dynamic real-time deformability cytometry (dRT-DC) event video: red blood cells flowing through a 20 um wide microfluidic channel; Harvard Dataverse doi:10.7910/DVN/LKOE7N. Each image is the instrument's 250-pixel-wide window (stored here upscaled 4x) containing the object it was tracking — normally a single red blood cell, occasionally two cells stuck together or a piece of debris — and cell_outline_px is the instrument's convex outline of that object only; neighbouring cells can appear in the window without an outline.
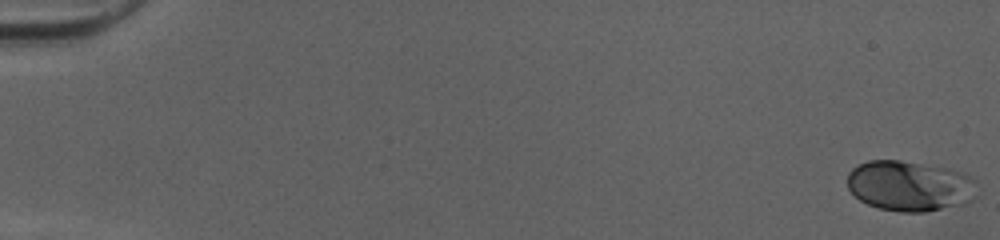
{"species": "human", "species_latin": "Homo sapiens", "temperature_condition": "cold", "stored_images_in_passage": 52, "camera_frame_rate_fps": 3000, "um_per_image_px": 0.085, "donor": {"sex": "female"}, "frame": {"image": 1, "passage_image": 1, "time_ms": 0.0, "image_size_px": [1000, 240], "cell_outline_px": [[976, 196], [968, 204], [924, 212], [900, 212], [880, 208], [868, 204], [860, 200], [848, 188], [848, 172], [852, 168], [868, 160], [900, 160], [948, 168], [964, 172], [976, 180]], "centroid_in_image_um": [77.38, 15.8], "position_along_channel_um": 7.6, "area_um2": 38.49}}
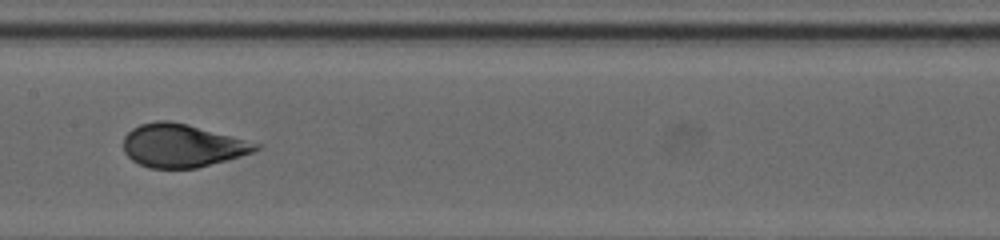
{"frame": {"image": 2, "passage_image": 28, "time_ms": 9.0, "image_size_px": [1000, 240], "cell_outline_px": [[264, 144], [260, 148], [252, 152], [228, 160], [196, 168], [148, 168], [132, 160], [124, 152], [124, 136], [132, 128], [140, 124], [156, 120], [168, 120], [188, 124]], "centroid_in_image_um": [15.5, 12.37], "position_along_channel_um": 191.9, "area_um2": 33.47}}
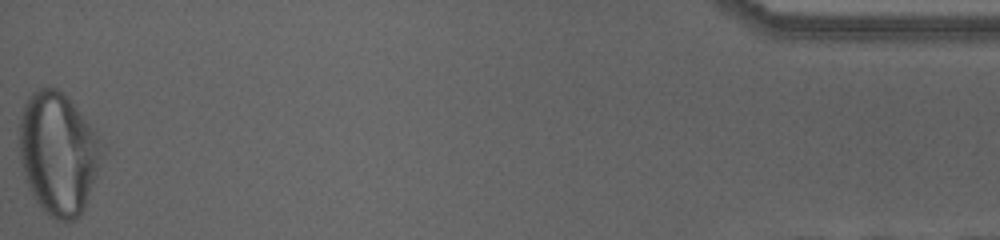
{"frame": {"image": 3, "passage_image": 52, "time_ms": 17.0, "image_size_px": [1000, 240], "cell_outline_px": [[100, 156], [96, 176], [84, 208], [80, 216], [72, 220], [56, 220], [44, 212], [28, 188], [24, 176], [20, 160], [16, 128], [24, 104], [32, 92], [36, 88], [56, 88], [64, 92], [68, 96], [92, 128], [96, 136], [100, 152]], "centroid_in_image_um": [4.86, 13.02], "position_along_channel_um": 430.3, "area_um2": 58.72}, "authors_computed_cell_mechanics": {"area_um2": 35.1713, "velocity_mm_per_s": 4.0488, "shape_relaxation_time_tau1_ms": 4.1619, "shape_relaxation_time_tau2_ms": null, "deformation_change_tau1": 0.1737, "deformation_change_tau2": null}}